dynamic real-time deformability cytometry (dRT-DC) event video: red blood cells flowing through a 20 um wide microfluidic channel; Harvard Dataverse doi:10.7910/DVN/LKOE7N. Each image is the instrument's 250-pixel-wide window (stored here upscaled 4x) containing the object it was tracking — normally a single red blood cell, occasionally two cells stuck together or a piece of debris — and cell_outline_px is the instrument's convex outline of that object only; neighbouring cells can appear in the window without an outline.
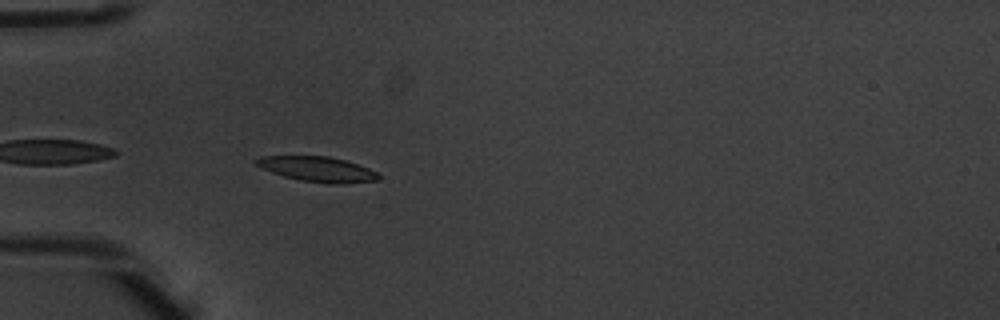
{"species": "common noctule bat (a hibernating species)", "species_latin": "Nyctalus noctula", "temperature_condition": "warm", "stored_images_in_passage": 6, "camera_frame_rate_fps": 3000, "um_per_image_px": 0.085, "animal": {"sex": "male", "body_mass_g": 20.1, "forearm_length_mm": 53.5}, "frame": {"image": 1, "passage_image": 6, "time_ms": 1.667, "image_size_px": [1000, 320], "cell_outline_px": [[380, 180], [336, 184], [328, 184], [300, 180], [284, 176], [272, 172], [256, 164], [252, 160], [260, 156], [328, 156], [344, 160], [368, 168], [376, 172], [380, 176]], "centroid_in_image_um": [26.98, 14.38], "position_along_channel_um": 58.0, "area_um2": 17.74}}